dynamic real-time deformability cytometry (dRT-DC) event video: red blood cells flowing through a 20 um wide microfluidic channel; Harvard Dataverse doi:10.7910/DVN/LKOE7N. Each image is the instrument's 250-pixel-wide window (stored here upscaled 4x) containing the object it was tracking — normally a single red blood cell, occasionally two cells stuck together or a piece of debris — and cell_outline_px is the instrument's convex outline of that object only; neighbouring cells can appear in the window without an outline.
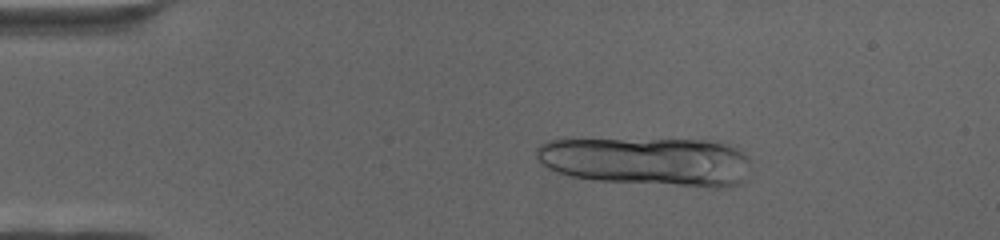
{"species": "human", "species_latin": "Homo sapiens", "temperature_condition": "cold", "stored_images_in_passage": 21, "camera_frame_rate_fps": 3000, "um_per_image_px": 0.085, "donor": {"sex": "female"}, "frame": {"image": 1, "passage_image": 12, "time_ms": 3.667, "image_size_px": [1000, 240], "cell_outline_px": [[748, 160], [744, 180], [740, 184], [728, 188], [708, 188], [596, 180], [572, 176], [556, 172], [548, 168], [536, 156], [536, 148], [540, 144], [548, 140], [708, 140], [724, 144], [736, 148]], "centroid_in_image_um": [55.04, 13.74], "position_along_channel_um": 30.0, "area_um2": 60.52}}